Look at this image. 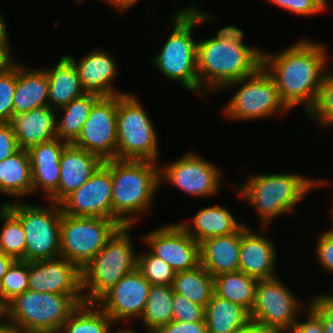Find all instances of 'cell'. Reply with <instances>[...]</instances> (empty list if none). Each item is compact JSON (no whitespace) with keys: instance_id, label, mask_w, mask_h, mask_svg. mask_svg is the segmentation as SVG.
I'll use <instances>...</instances> for the list:
<instances>
[{"instance_id":"1","label":"cell","mask_w":333,"mask_h":333,"mask_svg":"<svg viewBox=\"0 0 333 333\" xmlns=\"http://www.w3.org/2000/svg\"><path fill=\"white\" fill-rule=\"evenodd\" d=\"M327 56L326 46L303 39L281 52H264L262 66L274 79L285 104L290 109L303 104L307 114L329 71L325 68Z\"/></svg>"},{"instance_id":"2","label":"cell","mask_w":333,"mask_h":333,"mask_svg":"<svg viewBox=\"0 0 333 333\" xmlns=\"http://www.w3.org/2000/svg\"><path fill=\"white\" fill-rule=\"evenodd\" d=\"M112 220L134 226L146 212L160 183V166L147 160H111ZM136 215V216H135Z\"/></svg>"},{"instance_id":"3","label":"cell","mask_w":333,"mask_h":333,"mask_svg":"<svg viewBox=\"0 0 333 333\" xmlns=\"http://www.w3.org/2000/svg\"><path fill=\"white\" fill-rule=\"evenodd\" d=\"M263 55L264 51L258 48L241 46L216 36L199 41V95L226 88L232 82L253 75L262 66Z\"/></svg>"},{"instance_id":"4","label":"cell","mask_w":333,"mask_h":333,"mask_svg":"<svg viewBox=\"0 0 333 333\" xmlns=\"http://www.w3.org/2000/svg\"><path fill=\"white\" fill-rule=\"evenodd\" d=\"M194 6L185 7L171 17L172 33L160 53L152 57V62L167 79L181 83L191 92L199 93L198 42L194 41L192 30L199 23L209 21L212 15Z\"/></svg>"},{"instance_id":"5","label":"cell","mask_w":333,"mask_h":333,"mask_svg":"<svg viewBox=\"0 0 333 333\" xmlns=\"http://www.w3.org/2000/svg\"><path fill=\"white\" fill-rule=\"evenodd\" d=\"M250 177V178H249ZM244 186L235 187L260 216L262 228L283 213H292L313 187L326 184V180L309 179L299 174H260L249 176ZM326 182V183H325Z\"/></svg>"},{"instance_id":"6","label":"cell","mask_w":333,"mask_h":333,"mask_svg":"<svg viewBox=\"0 0 333 333\" xmlns=\"http://www.w3.org/2000/svg\"><path fill=\"white\" fill-rule=\"evenodd\" d=\"M83 303L84 295L40 293L28 289L10 301L2 315L24 333H57Z\"/></svg>"},{"instance_id":"7","label":"cell","mask_w":333,"mask_h":333,"mask_svg":"<svg viewBox=\"0 0 333 333\" xmlns=\"http://www.w3.org/2000/svg\"><path fill=\"white\" fill-rule=\"evenodd\" d=\"M130 228L132 226L120 227L82 269L85 303H96L122 277L137 269L138 255L132 247Z\"/></svg>"},{"instance_id":"8","label":"cell","mask_w":333,"mask_h":333,"mask_svg":"<svg viewBox=\"0 0 333 333\" xmlns=\"http://www.w3.org/2000/svg\"><path fill=\"white\" fill-rule=\"evenodd\" d=\"M158 136L153 122L134 95H118L116 159L156 162Z\"/></svg>"},{"instance_id":"9","label":"cell","mask_w":333,"mask_h":333,"mask_svg":"<svg viewBox=\"0 0 333 333\" xmlns=\"http://www.w3.org/2000/svg\"><path fill=\"white\" fill-rule=\"evenodd\" d=\"M49 202H51L49 208L23 202L2 203L21 221L24 227L25 261L60 257V223L63 212L60 204Z\"/></svg>"},{"instance_id":"10","label":"cell","mask_w":333,"mask_h":333,"mask_svg":"<svg viewBox=\"0 0 333 333\" xmlns=\"http://www.w3.org/2000/svg\"><path fill=\"white\" fill-rule=\"evenodd\" d=\"M121 226L102 217H75L62 213L60 257L81 270L98 254Z\"/></svg>"},{"instance_id":"11","label":"cell","mask_w":333,"mask_h":333,"mask_svg":"<svg viewBox=\"0 0 333 333\" xmlns=\"http://www.w3.org/2000/svg\"><path fill=\"white\" fill-rule=\"evenodd\" d=\"M239 85V90L223 109L228 118L255 120L291 110L282 100L274 79L263 66L253 75L232 82L226 87Z\"/></svg>"},{"instance_id":"12","label":"cell","mask_w":333,"mask_h":333,"mask_svg":"<svg viewBox=\"0 0 333 333\" xmlns=\"http://www.w3.org/2000/svg\"><path fill=\"white\" fill-rule=\"evenodd\" d=\"M289 290L277 276L258 280L250 319L272 333H288L298 320L301 305Z\"/></svg>"},{"instance_id":"13","label":"cell","mask_w":333,"mask_h":333,"mask_svg":"<svg viewBox=\"0 0 333 333\" xmlns=\"http://www.w3.org/2000/svg\"><path fill=\"white\" fill-rule=\"evenodd\" d=\"M118 95L99 98L91 107L82 131L73 143L103 162L116 158Z\"/></svg>"},{"instance_id":"14","label":"cell","mask_w":333,"mask_h":333,"mask_svg":"<svg viewBox=\"0 0 333 333\" xmlns=\"http://www.w3.org/2000/svg\"><path fill=\"white\" fill-rule=\"evenodd\" d=\"M195 153L160 167V183L164 180L190 196H213L219 192L223 172Z\"/></svg>"},{"instance_id":"15","label":"cell","mask_w":333,"mask_h":333,"mask_svg":"<svg viewBox=\"0 0 333 333\" xmlns=\"http://www.w3.org/2000/svg\"><path fill=\"white\" fill-rule=\"evenodd\" d=\"M111 160L104 161L92 176L61 203L63 214L112 219Z\"/></svg>"},{"instance_id":"16","label":"cell","mask_w":333,"mask_h":333,"mask_svg":"<svg viewBox=\"0 0 333 333\" xmlns=\"http://www.w3.org/2000/svg\"><path fill=\"white\" fill-rule=\"evenodd\" d=\"M175 272L193 269L201 264L200 244L179 223L148 232L142 241Z\"/></svg>"},{"instance_id":"17","label":"cell","mask_w":333,"mask_h":333,"mask_svg":"<svg viewBox=\"0 0 333 333\" xmlns=\"http://www.w3.org/2000/svg\"><path fill=\"white\" fill-rule=\"evenodd\" d=\"M151 284L136 269L122 277L96 304L113 320L141 318Z\"/></svg>"},{"instance_id":"18","label":"cell","mask_w":333,"mask_h":333,"mask_svg":"<svg viewBox=\"0 0 333 333\" xmlns=\"http://www.w3.org/2000/svg\"><path fill=\"white\" fill-rule=\"evenodd\" d=\"M28 289L40 293L83 295L82 270L63 257L29 262Z\"/></svg>"},{"instance_id":"19","label":"cell","mask_w":333,"mask_h":333,"mask_svg":"<svg viewBox=\"0 0 333 333\" xmlns=\"http://www.w3.org/2000/svg\"><path fill=\"white\" fill-rule=\"evenodd\" d=\"M67 142L54 138L30 147L29 154L33 191L44 190L46 200L58 204L60 156Z\"/></svg>"},{"instance_id":"20","label":"cell","mask_w":333,"mask_h":333,"mask_svg":"<svg viewBox=\"0 0 333 333\" xmlns=\"http://www.w3.org/2000/svg\"><path fill=\"white\" fill-rule=\"evenodd\" d=\"M85 94L96 95L99 98H108L115 95L126 94L115 91L112 82L117 75V65L112 56L103 50L91 51L79 62L70 54Z\"/></svg>"},{"instance_id":"21","label":"cell","mask_w":333,"mask_h":333,"mask_svg":"<svg viewBox=\"0 0 333 333\" xmlns=\"http://www.w3.org/2000/svg\"><path fill=\"white\" fill-rule=\"evenodd\" d=\"M276 251L274 243L262 233L241 227L239 271L257 280L275 277Z\"/></svg>"},{"instance_id":"22","label":"cell","mask_w":333,"mask_h":333,"mask_svg":"<svg viewBox=\"0 0 333 333\" xmlns=\"http://www.w3.org/2000/svg\"><path fill=\"white\" fill-rule=\"evenodd\" d=\"M102 163L97 155L67 144L60 156L58 204L85 183Z\"/></svg>"},{"instance_id":"23","label":"cell","mask_w":333,"mask_h":333,"mask_svg":"<svg viewBox=\"0 0 333 333\" xmlns=\"http://www.w3.org/2000/svg\"><path fill=\"white\" fill-rule=\"evenodd\" d=\"M56 109L43 106L28 112L13 114L10 125L20 146L30 147L56 138Z\"/></svg>"},{"instance_id":"24","label":"cell","mask_w":333,"mask_h":333,"mask_svg":"<svg viewBox=\"0 0 333 333\" xmlns=\"http://www.w3.org/2000/svg\"><path fill=\"white\" fill-rule=\"evenodd\" d=\"M241 228L232 234L216 236L200 243L201 265L212 276L239 271Z\"/></svg>"},{"instance_id":"25","label":"cell","mask_w":333,"mask_h":333,"mask_svg":"<svg viewBox=\"0 0 333 333\" xmlns=\"http://www.w3.org/2000/svg\"><path fill=\"white\" fill-rule=\"evenodd\" d=\"M190 221L179 224L199 244L212 237L237 232L244 225L235 219L229 209L218 205L199 210Z\"/></svg>"},{"instance_id":"26","label":"cell","mask_w":333,"mask_h":333,"mask_svg":"<svg viewBox=\"0 0 333 333\" xmlns=\"http://www.w3.org/2000/svg\"><path fill=\"white\" fill-rule=\"evenodd\" d=\"M49 82L46 72L27 70L16 64V88L13 97L14 114L48 106Z\"/></svg>"},{"instance_id":"27","label":"cell","mask_w":333,"mask_h":333,"mask_svg":"<svg viewBox=\"0 0 333 333\" xmlns=\"http://www.w3.org/2000/svg\"><path fill=\"white\" fill-rule=\"evenodd\" d=\"M43 70L49 82L48 106L50 108L59 109L85 94L77 70L67 55L61 57L54 68Z\"/></svg>"},{"instance_id":"28","label":"cell","mask_w":333,"mask_h":333,"mask_svg":"<svg viewBox=\"0 0 333 333\" xmlns=\"http://www.w3.org/2000/svg\"><path fill=\"white\" fill-rule=\"evenodd\" d=\"M0 192L18 199L33 193L32 173L27 150L0 161Z\"/></svg>"},{"instance_id":"29","label":"cell","mask_w":333,"mask_h":333,"mask_svg":"<svg viewBox=\"0 0 333 333\" xmlns=\"http://www.w3.org/2000/svg\"><path fill=\"white\" fill-rule=\"evenodd\" d=\"M250 320V313L241 305L213 294L205 307L208 333H233Z\"/></svg>"},{"instance_id":"30","label":"cell","mask_w":333,"mask_h":333,"mask_svg":"<svg viewBox=\"0 0 333 333\" xmlns=\"http://www.w3.org/2000/svg\"><path fill=\"white\" fill-rule=\"evenodd\" d=\"M258 280L241 271L214 277V295L241 305L251 312Z\"/></svg>"},{"instance_id":"31","label":"cell","mask_w":333,"mask_h":333,"mask_svg":"<svg viewBox=\"0 0 333 333\" xmlns=\"http://www.w3.org/2000/svg\"><path fill=\"white\" fill-rule=\"evenodd\" d=\"M98 99L96 95L84 94L59 108L64 113L60 119L58 114L56 115V138L68 144L74 143L82 131L91 107Z\"/></svg>"},{"instance_id":"32","label":"cell","mask_w":333,"mask_h":333,"mask_svg":"<svg viewBox=\"0 0 333 333\" xmlns=\"http://www.w3.org/2000/svg\"><path fill=\"white\" fill-rule=\"evenodd\" d=\"M172 287L174 292L206 307L214 294V277L200 264L193 269L176 272Z\"/></svg>"},{"instance_id":"33","label":"cell","mask_w":333,"mask_h":333,"mask_svg":"<svg viewBox=\"0 0 333 333\" xmlns=\"http://www.w3.org/2000/svg\"><path fill=\"white\" fill-rule=\"evenodd\" d=\"M173 293L172 286L151 285L145 310L140 318L149 333H155L172 321Z\"/></svg>"},{"instance_id":"34","label":"cell","mask_w":333,"mask_h":333,"mask_svg":"<svg viewBox=\"0 0 333 333\" xmlns=\"http://www.w3.org/2000/svg\"><path fill=\"white\" fill-rule=\"evenodd\" d=\"M112 323L115 322L96 303H83L70 314L60 331L64 330L65 333H111L110 325Z\"/></svg>"},{"instance_id":"35","label":"cell","mask_w":333,"mask_h":333,"mask_svg":"<svg viewBox=\"0 0 333 333\" xmlns=\"http://www.w3.org/2000/svg\"><path fill=\"white\" fill-rule=\"evenodd\" d=\"M0 251L15 260L25 261V230L21 221L5 206L0 207Z\"/></svg>"},{"instance_id":"36","label":"cell","mask_w":333,"mask_h":333,"mask_svg":"<svg viewBox=\"0 0 333 333\" xmlns=\"http://www.w3.org/2000/svg\"><path fill=\"white\" fill-rule=\"evenodd\" d=\"M29 262L15 260L0 282V302L5 307L16 296L28 290Z\"/></svg>"},{"instance_id":"37","label":"cell","mask_w":333,"mask_h":333,"mask_svg":"<svg viewBox=\"0 0 333 333\" xmlns=\"http://www.w3.org/2000/svg\"><path fill=\"white\" fill-rule=\"evenodd\" d=\"M137 269L151 285L172 286L176 272L151 252L138 256Z\"/></svg>"},{"instance_id":"38","label":"cell","mask_w":333,"mask_h":333,"mask_svg":"<svg viewBox=\"0 0 333 333\" xmlns=\"http://www.w3.org/2000/svg\"><path fill=\"white\" fill-rule=\"evenodd\" d=\"M307 116L313 117L322 126L333 124V72L326 73L323 78L319 93L314 106Z\"/></svg>"},{"instance_id":"39","label":"cell","mask_w":333,"mask_h":333,"mask_svg":"<svg viewBox=\"0 0 333 333\" xmlns=\"http://www.w3.org/2000/svg\"><path fill=\"white\" fill-rule=\"evenodd\" d=\"M16 88V63L0 71V123H9L14 114L13 97Z\"/></svg>"},{"instance_id":"40","label":"cell","mask_w":333,"mask_h":333,"mask_svg":"<svg viewBox=\"0 0 333 333\" xmlns=\"http://www.w3.org/2000/svg\"><path fill=\"white\" fill-rule=\"evenodd\" d=\"M172 305V321L188 323L205 321V307L191 302L181 294L173 293Z\"/></svg>"},{"instance_id":"41","label":"cell","mask_w":333,"mask_h":333,"mask_svg":"<svg viewBox=\"0 0 333 333\" xmlns=\"http://www.w3.org/2000/svg\"><path fill=\"white\" fill-rule=\"evenodd\" d=\"M270 3L298 15H315L325 11L328 0H268Z\"/></svg>"},{"instance_id":"42","label":"cell","mask_w":333,"mask_h":333,"mask_svg":"<svg viewBox=\"0 0 333 333\" xmlns=\"http://www.w3.org/2000/svg\"><path fill=\"white\" fill-rule=\"evenodd\" d=\"M312 301L309 307L320 317L324 332L333 333V295H319Z\"/></svg>"},{"instance_id":"43","label":"cell","mask_w":333,"mask_h":333,"mask_svg":"<svg viewBox=\"0 0 333 333\" xmlns=\"http://www.w3.org/2000/svg\"><path fill=\"white\" fill-rule=\"evenodd\" d=\"M316 243L320 265L329 273H333V229L323 232Z\"/></svg>"},{"instance_id":"44","label":"cell","mask_w":333,"mask_h":333,"mask_svg":"<svg viewBox=\"0 0 333 333\" xmlns=\"http://www.w3.org/2000/svg\"><path fill=\"white\" fill-rule=\"evenodd\" d=\"M20 146L10 123H0V161L12 156Z\"/></svg>"},{"instance_id":"45","label":"cell","mask_w":333,"mask_h":333,"mask_svg":"<svg viewBox=\"0 0 333 333\" xmlns=\"http://www.w3.org/2000/svg\"><path fill=\"white\" fill-rule=\"evenodd\" d=\"M155 333H208L206 321L178 322L170 321Z\"/></svg>"},{"instance_id":"46","label":"cell","mask_w":333,"mask_h":333,"mask_svg":"<svg viewBox=\"0 0 333 333\" xmlns=\"http://www.w3.org/2000/svg\"><path fill=\"white\" fill-rule=\"evenodd\" d=\"M308 318L304 322L296 321L288 333H325L320 317L308 306Z\"/></svg>"},{"instance_id":"47","label":"cell","mask_w":333,"mask_h":333,"mask_svg":"<svg viewBox=\"0 0 333 333\" xmlns=\"http://www.w3.org/2000/svg\"><path fill=\"white\" fill-rule=\"evenodd\" d=\"M243 32L244 31L235 27L234 25L233 26L229 25L227 27H224V28L220 29L217 32L216 37L218 39L233 42L234 44H238V45H241V46H248V45L244 44V42H243V38H244V33Z\"/></svg>"},{"instance_id":"48","label":"cell","mask_w":333,"mask_h":333,"mask_svg":"<svg viewBox=\"0 0 333 333\" xmlns=\"http://www.w3.org/2000/svg\"><path fill=\"white\" fill-rule=\"evenodd\" d=\"M8 37H0V71L7 67L12 61V54L9 48Z\"/></svg>"},{"instance_id":"49","label":"cell","mask_w":333,"mask_h":333,"mask_svg":"<svg viewBox=\"0 0 333 333\" xmlns=\"http://www.w3.org/2000/svg\"><path fill=\"white\" fill-rule=\"evenodd\" d=\"M233 333H272L266 329L262 324L257 323L253 320H249L244 326L236 330Z\"/></svg>"},{"instance_id":"50","label":"cell","mask_w":333,"mask_h":333,"mask_svg":"<svg viewBox=\"0 0 333 333\" xmlns=\"http://www.w3.org/2000/svg\"><path fill=\"white\" fill-rule=\"evenodd\" d=\"M111 4L114 8H116L120 13L128 10V8L132 7L134 3H137L139 0H104Z\"/></svg>"},{"instance_id":"51","label":"cell","mask_w":333,"mask_h":333,"mask_svg":"<svg viewBox=\"0 0 333 333\" xmlns=\"http://www.w3.org/2000/svg\"><path fill=\"white\" fill-rule=\"evenodd\" d=\"M15 261V259L9 255H6L0 251V282L4 275L7 273L8 268Z\"/></svg>"},{"instance_id":"52","label":"cell","mask_w":333,"mask_h":333,"mask_svg":"<svg viewBox=\"0 0 333 333\" xmlns=\"http://www.w3.org/2000/svg\"><path fill=\"white\" fill-rule=\"evenodd\" d=\"M3 315H0V318H3ZM0 333H24L14 322L3 321L0 322Z\"/></svg>"},{"instance_id":"53","label":"cell","mask_w":333,"mask_h":333,"mask_svg":"<svg viewBox=\"0 0 333 333\" xmlns=\"http://www.w3.org/2000/svg\"><path fill=\"white\" fill-rule=\"evenodd\" d=\"M7 26L0 15V37H7Z\"/></svg>"},{"instance_id":"54","label":"cell","mask_w":333,"mask_h":333,"mask_svg":"<svg viewBox=\"0 0 333 333\" xmlns=\"http://www.w3.org/2000/svg\"><path fill=\"white\" fill-rule=\"evenodd\" d=\"M116 333H137V331H134L133 329L123 328L121 330H118Z\"/></svg>"},{"instance_id":"55","label":"cell","mask_w":333,"mask_h":333,"mask_svg":"<svg viewBox=\"0 0 333 333\" xmlns=\"http://www.w3.org/2000/svg\"><path fill=\"white\" fill-rule=\"evenodd\" d=\"M3 311H4V307L1 305V302H0V315L3 314Z\"/></svg>"}]
</instances>
